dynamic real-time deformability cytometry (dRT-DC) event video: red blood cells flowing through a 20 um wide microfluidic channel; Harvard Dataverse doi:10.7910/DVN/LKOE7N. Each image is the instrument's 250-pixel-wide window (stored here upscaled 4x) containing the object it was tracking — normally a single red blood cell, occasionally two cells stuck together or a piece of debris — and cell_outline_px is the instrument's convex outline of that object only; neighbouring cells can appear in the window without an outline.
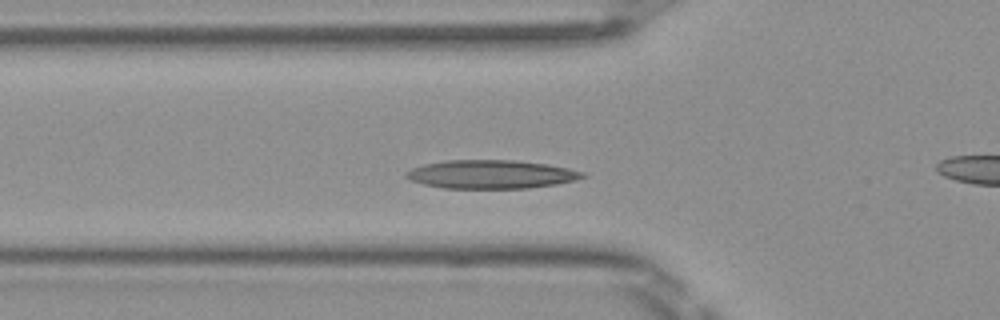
{"species": "Egyptian fruit bat (a non-hibernating species)", "species_latin": "Rousettus aegyptiacus", "temperature_condition": "room temperature", "stored_images_in_passage": 37, "camera_frame_rate_fps": 3000, "um_per_image_px": 0.085, "frame": {"image": 1, "passage_image": 7, "time_ms": 2.0, "image_size_px": [1000, 320], "cell_outline_px": [[588, 176], [556, 184], [528, 188], [444, 188], [424, 184], [412, 180], [404, 176], [412, 168], [424, 164], [444, 160], [516, 160], [548, 164], [568, 168], [584, 172]], "centroid_in_image_um": [41.76, 14.81], "position_along_channel_um": 84.0, "area_um2": 29.19}}
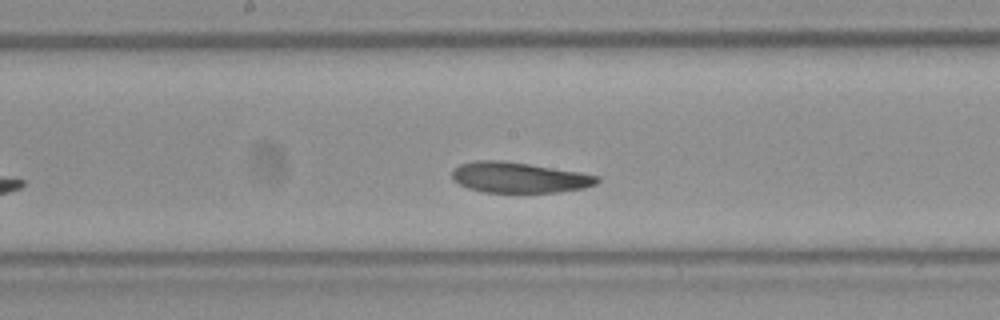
{"frame": {"image": 2, "passage_image": 16, "time_ms": 5.0, "image_size_px": [1000, 320], "cell_outline_px": [[600, 180], [596, 184], [584, 188], [556, 192], [484, 192], [468, 188], [460, 184], [452, 176], [452, 172], [460, 164], [476, 160], [504, 160], [580, 172], [600, 176]], "centroid_in_image_um": [44.15, 15.08], "position_along_channel_um": 204.1, "area_um2": 25.72}}
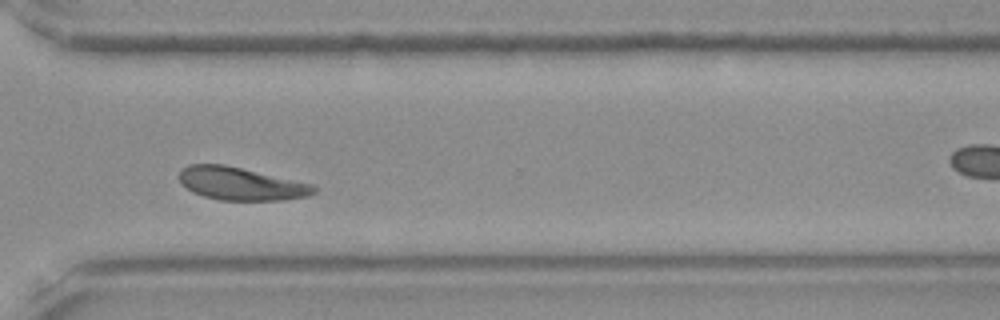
{"frame": {"image": 3, "passage_image": 27, "time_ms": 8.667, "image_size_px": [1000, 320], "cell_outline_px": [[316, 192], [308, 196], [284, 200], [220, 200], [204, 196], [192, 192], [180, 184], [180, 168], [188, 164], [224, 164], [312, 184], [316, 188]], "centroid_in_image_um": [20.44, 15.61], "position_along_channel_um": 350.2, "area_um2": 25.78}, "authors_computed_cell_mechanics": {"area_um2": 26.3568, "velocity_mm_per_s": 3.9798, "shape_relaxation_time_tau1_ms": 3.2912, "shape_relaxation_time_tau2_ms": 1.8089, "deformation_change_tau1": 0.1083, "deformation_change_tau2": 0.0705}}